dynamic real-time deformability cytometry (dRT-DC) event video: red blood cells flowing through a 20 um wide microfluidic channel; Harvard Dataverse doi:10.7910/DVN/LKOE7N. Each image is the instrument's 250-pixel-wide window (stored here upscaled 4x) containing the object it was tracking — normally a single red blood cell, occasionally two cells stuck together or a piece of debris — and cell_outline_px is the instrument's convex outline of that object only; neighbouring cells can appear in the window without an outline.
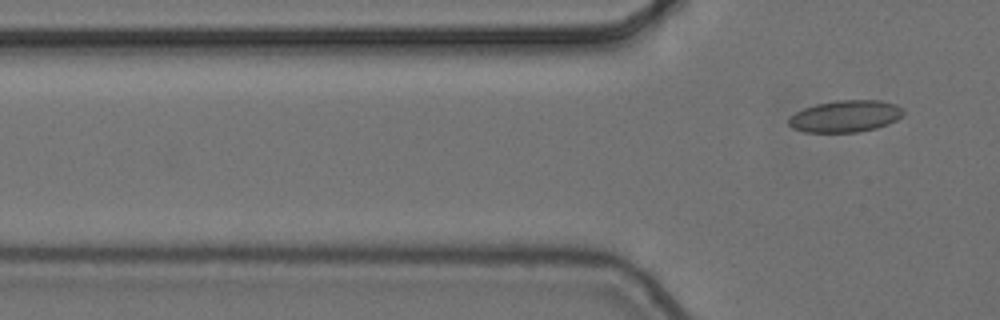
{"species": "common noctule bat (a hibernating species)", "species_latin": "Nyctalus noctula", "temperature_condition": "cold", "stored_images_in_passage": 2, "camera_frame_rate_fps": 3000, "um_per_image_px": 0.085, "animal": {"sex": "female", "body_mass_g": 24.6, "forearm_length_mm": 56.2}, "frame": {"image": 1, "passage_image": 2, "time_ms": 0.333, "image_size_px": [1000, 320], "cell_outline_px": [[904, 112], [896, 120], [888, 124], [876, 128], [860, 132], [804, 132], [792, 128], [788, 124], [788, 120], [796, 112], [804, 108], [816, 104], [836, 100], [880, 100], [896, 104], [904, 108]], "centroid_in_image_um": [71.87, 9.88], "position_along_channel_um": 53.9, "area_um2": 21.33}}